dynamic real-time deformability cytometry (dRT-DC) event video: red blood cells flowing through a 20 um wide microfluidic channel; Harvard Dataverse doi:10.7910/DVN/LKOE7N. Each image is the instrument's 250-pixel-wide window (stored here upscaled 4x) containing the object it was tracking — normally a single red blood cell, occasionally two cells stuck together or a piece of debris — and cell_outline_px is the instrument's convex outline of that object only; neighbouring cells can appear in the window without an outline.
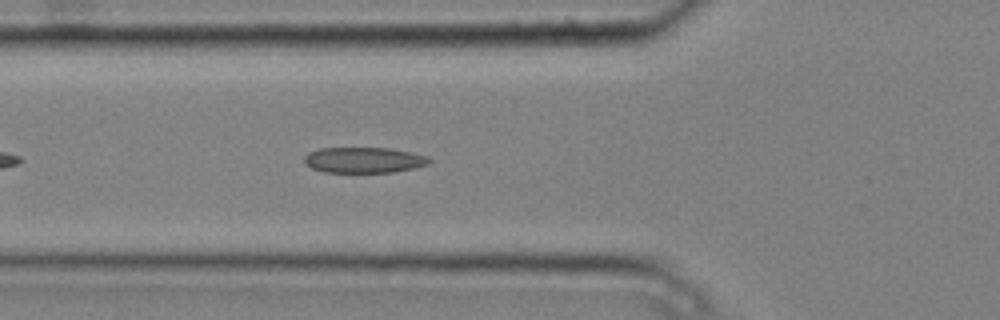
{"species": "common noctule bat (a hibernating species)", "species_latin": "Nyctalus noctula", "temperature_condition": "cold", "stored_images_in_passage": 6, "camera_frame_rate_fps": 3000, "um_per_image_px": 0.085, "animal": {"sex": "male", "body_mass_g": 20.4}, "frame": {"image": 1, "passage_image": 6, "time_ms": 1.667, "image_size_px": [1000, 320], "cell_outline_px": [[432, 160], [428, 164], [412, 168], [392, 172], [324, 172], [312, 168], [304, 160], [304, 156], [308, 152], [320, 148], [388, 148], [428, 156]], "centroid_in_image_um": [30.91, 13.6], "position_along_channel_um": 94.9, "area_um2": 18.5}}